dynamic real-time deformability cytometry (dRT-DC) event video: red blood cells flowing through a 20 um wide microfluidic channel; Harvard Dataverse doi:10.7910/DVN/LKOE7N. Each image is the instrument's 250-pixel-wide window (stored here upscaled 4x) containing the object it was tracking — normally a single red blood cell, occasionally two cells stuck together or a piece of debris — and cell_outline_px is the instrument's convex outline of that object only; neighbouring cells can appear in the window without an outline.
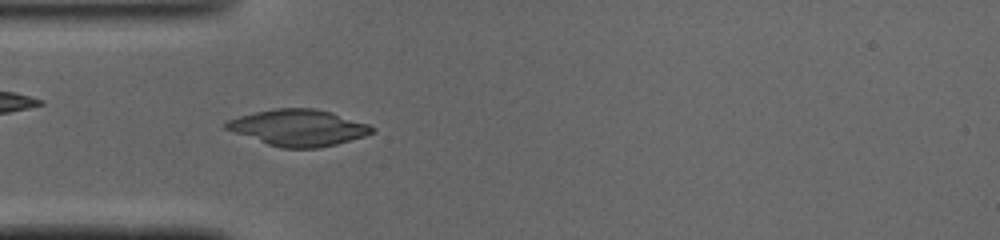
{"species": "common noctule bat (a hibernating species)", "species_latin": "Nyctalus noctula", "temperature_condition": "cold", "stored_images_in_passage": 48, "camera_frame_rate_fps": 3000, "um_per_image_px": 0.085, "animal": {"sex": "male", "body_mass_g": 19.0, "forearm_length_mm": 50.8}, "frame": {"image": 1, "passage_image": 14, "time_ms": 4.333, "image_size_px": [1000, 240], "cell_outline_px": [[376, 128], [372, 132], [364, 136], [336, 144], [320, 148], [280, 148], [268, 144], [224, 128], [224, 124], [228, 120], [240, 116], [256, 112], [276, 108], [316, 108], [332, 112], [368, 124]], "centroid_in_image_um": [25.38, 10.85], "position_along_channel_um": 59.6, "area_um2": 30.63}}
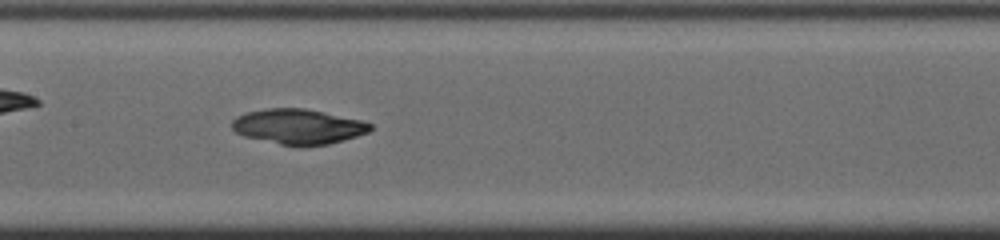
{"frame": {"image": 2, "passage_image": 23, "time_ms": 7.333, "image_size_px": [1000, 240], "cell_outline_px": [[372, 128], [368, 132], [344, 140], [328, 144], [300, 148], [280, 144], [244, 136], [236, 132], [232, 128], [232, 120], [236, 116], [248, 112], [268, 108], [304, 108], [364, 120], [372, 124]], "centroid_in_image_um": [25.37, 10.77], "position_along_channel_um": 182.0, "area_um2": 28.55}}
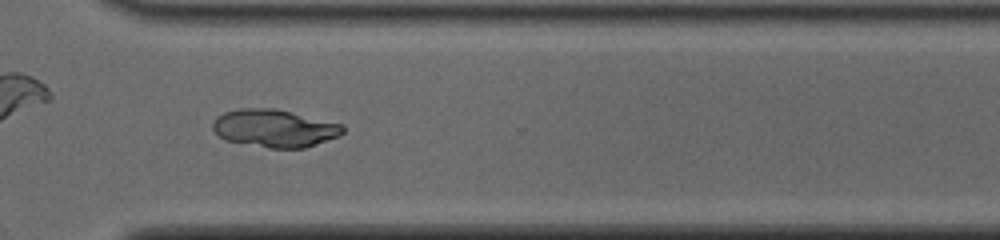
{"frame": {"image": 3, "passage_image": 35, "time_ms": 11.333, "image_size_px": [1000, 240], "cell_outline_px": [[344, 132], [340, 136], [304, 148], [268, 148], [224, 140], [212, 128], [212, 124], [216, 116], [224, 112], [240, 108], [276, 108], [344, 124]], "centroid_in_image_um": [23.35, 10.89], "position_along_channel_um": 347.3, "area_um2": 28.84}, "authors_computed_cell_mechanics": {"area_um2": 28.2642, "velocity_mm_per_s": 4.1184, "shape_relaxation_time_tau1_ms": null, "shape_relaxation_time_tau2_ms": 5.6612, "deformation_change_tau1": null, "deformation_change_tau2": 0.0481}}